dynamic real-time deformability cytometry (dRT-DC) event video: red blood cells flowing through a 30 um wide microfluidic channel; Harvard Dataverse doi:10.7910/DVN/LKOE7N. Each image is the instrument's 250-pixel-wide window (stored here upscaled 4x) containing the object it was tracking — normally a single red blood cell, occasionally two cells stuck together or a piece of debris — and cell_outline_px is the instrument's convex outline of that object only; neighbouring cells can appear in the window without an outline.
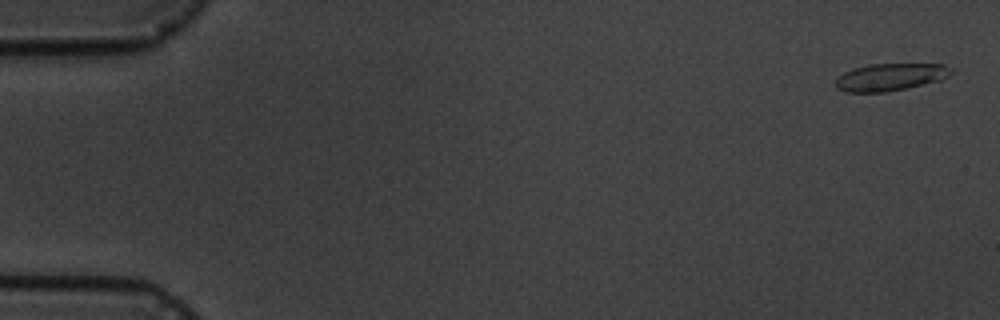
{"species": "common noctule bat (a hibernating species)", "species_latin": "Nyctalus noctula", "temperature_condition": "cold", "stored_images_in_passage": 6, "camera_frame_rate_fps": 3000, "um_per_image_px": 0.085, "animal": {"sex": "male", "body_mass_g": 19.5, "forearm_length_mm": 54.6}, "frame": {"image": 1, "passage_image": 1, "time_ms": 0.0, "image_size_px": [1000, 320], "cell_outline_px": [[952, 72], [948, 76], [940, 80], [904, 88], [884, 92], [844, 92], [836, 88], [836, 80], [844, 72], [852, 68], [868, 64], [944, 64], [952, 68]], "centroid_in_image_um": [75.65, 6.54], "position_along_channel_um": 9.3, "area_um2": 18.26}}
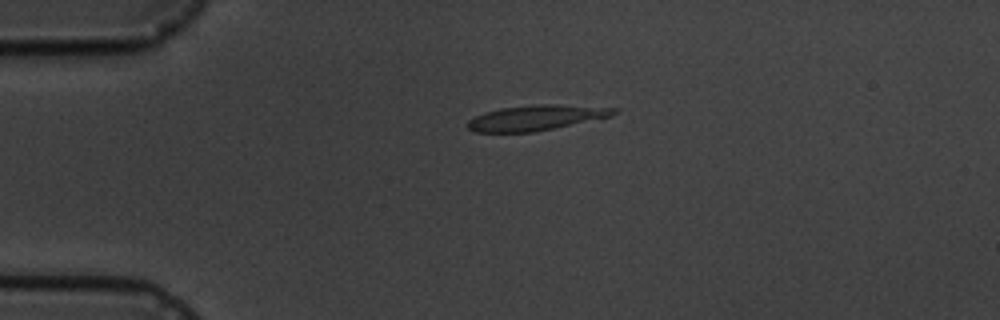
{"frame": {"image": 2, "passage_image": 4, "time_ms": 4.0, "image_size_px": [1000, 320], "cell_outline_px": [[616, 112], [608, 116], [552, 128], [532, 132], [476, 132], [468, 128], [468, 120], [484, 112], [500, 108], [536, 104], [556, 104], [616, 108]], "centroid_in_image_um": [45.48, 10.0], "position_along_channel_um": 39.5, "area_um2": 20.98}}